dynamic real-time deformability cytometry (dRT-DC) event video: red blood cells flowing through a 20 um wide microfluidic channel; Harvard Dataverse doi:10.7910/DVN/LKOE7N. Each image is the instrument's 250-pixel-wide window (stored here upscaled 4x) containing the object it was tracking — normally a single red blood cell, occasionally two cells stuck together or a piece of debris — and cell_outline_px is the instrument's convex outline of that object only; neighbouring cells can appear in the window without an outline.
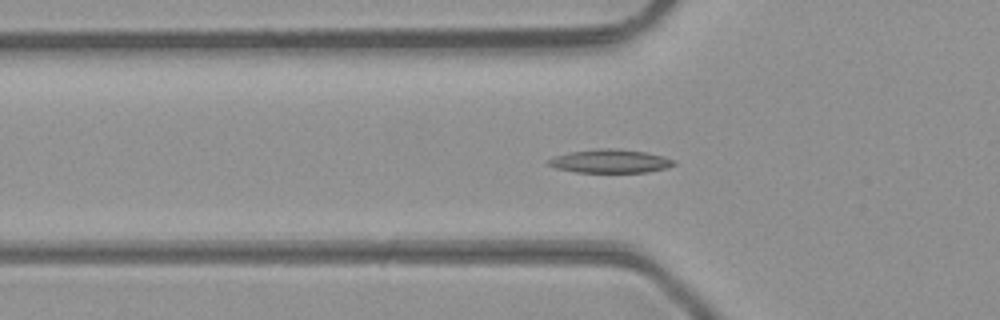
{"species": "common noctule bat (a hibernating species)", "species_latin": "Nyctalus noctula", "temperature_condition": "room temperature", "stored_images_in_passage": 38, "camera_frame_rate_fps": 3000, "um_per_image_px": 0.085, "animal": {"sex": "male", "body_mass_g": 23.1, "forearm_length_mm": 52.7}, "frame": {"image": 1, "passage_image": 6, "time_ms": 1.667, "image_size_px": [1000, 320], "cell_outline_px": [[676, 164], [668, 168], [648, 172], [576, 172], [556, 168], [548, 164], [544, 160], [568, 152], [596, 148], [620, 148], [648, 152], [664, 156], [676, 160]], "centroid_in_image_um": [51.9, 13.68], "position_along_channel_um": 73.9, "area_um2": 17.57}}
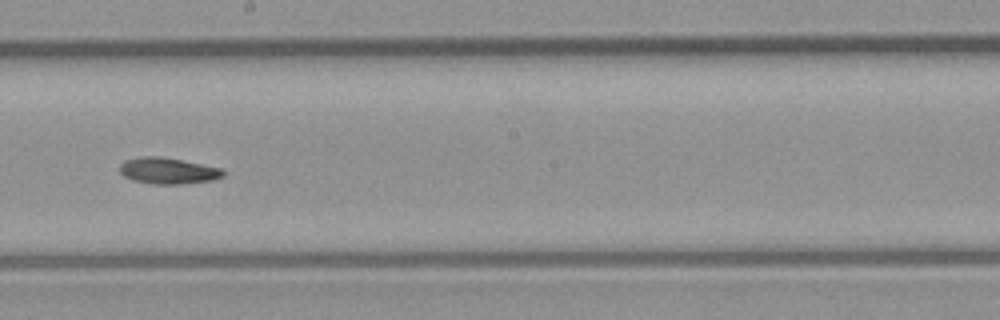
{"frame": {"image": 2, "passage_image": 17, "time_ms": 5.333, "image_size_px": [1000, 320], "cell_outline_px": [[224, 176], [212, 180], [180, 184], [152, 184], [132, 180], [124, 176], [120, 172], [120, 164], [124, 160], [140, 156], [160, 156], [220, 168], [224, 172]], "centroid_in_image_um": [14.23, 14.52], "position_along_channel_um": 234.0, "area_um2": 15.72}}
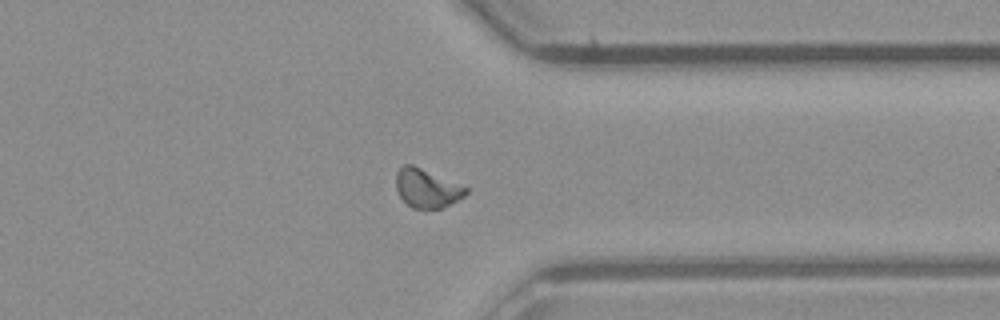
{"frame": {"image": 3, "passage_image": 27, "time_ms": 8.667, "image_size_px": [1000, 320], "cell_outline_px": [[468, 192], [464, 196], [444, 208], [412, 208], [400, 196], [396, 188], [396, 172], [404, 164], [412, 164], [468, 188]], "centroid_in_image_um": [36.27, 16.0], "position_along_channel_um": 375.1, "area_um2": 15.55}, "authors_computed_cell_mechanics": {"area_um2": 15.6349, "velocity_mm_per_s": 4.3299, "shape_relaxation_time_tau1_ms": 11.2895, "shape_relaxation_time_tau2_ms": null, "deformation_change_tau1": 0.2657, "deformation_change_tau2": null}}